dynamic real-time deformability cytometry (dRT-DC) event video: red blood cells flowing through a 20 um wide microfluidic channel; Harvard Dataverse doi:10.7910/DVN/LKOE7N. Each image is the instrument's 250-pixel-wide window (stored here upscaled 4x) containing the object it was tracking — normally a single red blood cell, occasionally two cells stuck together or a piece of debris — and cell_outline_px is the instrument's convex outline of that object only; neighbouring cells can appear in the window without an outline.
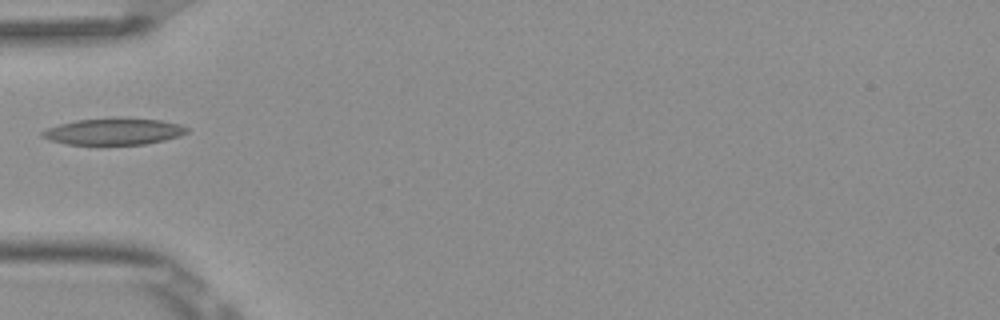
{"species": "Egyptian fruit bat (a non-hibernating species)", "species_latin": "Rousettus aegyptiacus", "temperature_condition": "room temperature", "stored_images_in_passage": 1, "camera_frame_rate_fps": 3000, "um_per_image_px": 0.085, "frame": {"image": 1, "passage_image": 1, "time_ms": 0.0, "image_size_px": [1000, 320], "cell_outline_px": [[188, 132], [180, 136], [164, 140], [144, 144], [100, 148], [68, 144], [52, 140], [40, 136], [40, 132], [48, 128], [60, 124], [76, 120], [116, 116], [160, 120], [180, 124], [188, 128]], "centroid_in_image_um": [9.65, 11.2], "position_along_channel_um": 75.3, "area_um2": 23.7}}